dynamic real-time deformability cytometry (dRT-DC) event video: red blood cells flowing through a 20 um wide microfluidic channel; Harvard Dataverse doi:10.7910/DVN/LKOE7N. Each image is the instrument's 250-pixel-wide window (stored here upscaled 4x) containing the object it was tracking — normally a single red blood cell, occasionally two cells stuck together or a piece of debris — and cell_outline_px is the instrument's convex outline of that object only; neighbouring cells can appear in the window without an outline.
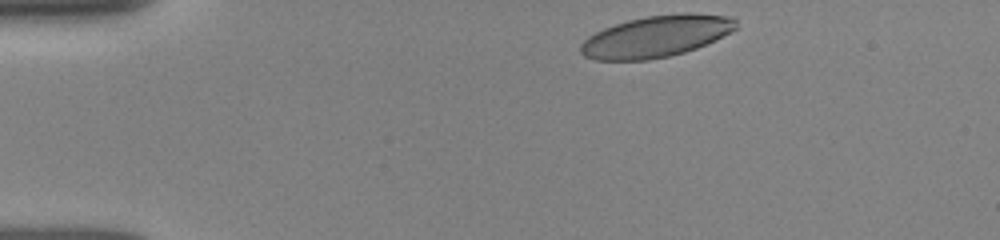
{"species": "human", "species_latin": "Homo sapiens", "temperature_condition": "room temperature", "stored_images_in_passage": 35, "camera_frame_rate_fps": 3000, "um_per_image_px": 0.085, "donor": {"sex": "female"}, "frame": {"image": 1, "passage_image": 1, "time_ms": 0.0, "image_size_px": [1000, 240], "cell_outline_px": [[736, 28], [716, 40], [696, 48], [684, 52], [668, 56], [648, 60], [596, 60], [584, 56], [580, 52], [580, 44], [588, 36], [604, 28], [628, 20], [648, 16], [680, 12], [688, 12], [732, 16], [736, 20]], "centroid_in_image_um": [55.78, 3.08], "position_along_channel_um": 29.2, "area_um2": 37.69}}
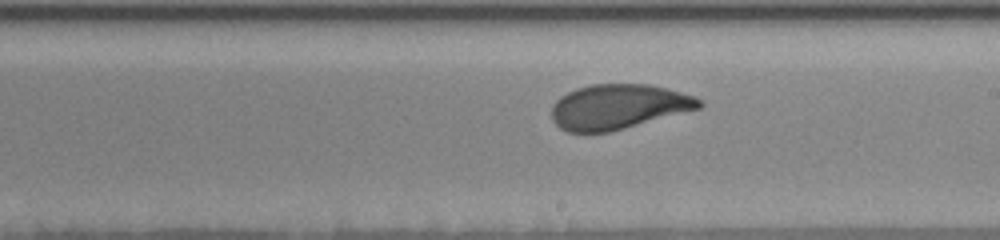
{"frame": {"image": 2, "passage_image": 19, "time_ms": 6.0, "image_size_px": [1000, 240], "cell_outline_px": [[704, 104], [700, 108], [624, 128], [608, 132], [568, 132], [560, 128], [552, 120], [552, 104], [560, 96], [576, 88], [592, 84], [648, 84], [668, 88], [696, 96], [704, 100]], "centroid_in_image_um": [52.57, 9.06], "position_along_channel_um": 236.4, "area_um2": 38.67}}
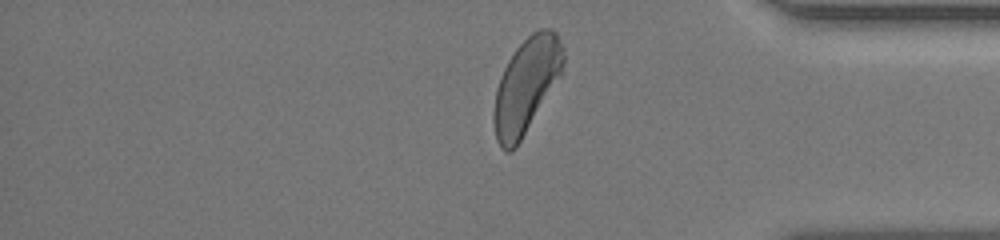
{"frame": {"image": 3, "passage_image": 32, "time_ms": 10.333, "image_size_px": [1000, 240], "cell_outline_px": [[564, 60], [560, 76], [516, 148], [512, 152], [508, 152], [500, 148], [496, 140], [492, 120], [492, 116], [496, 88], [500, 76], [508, 60], [516, 48], [532, 32], [540, 28], [552, 28], [556, 32], [564, 48]], "centroid_in_image_um": [44.71, 7.28], "position_along_channel_um": 390.5, "area_um2": 38.55}, "authors_computed_cell_mechanics": {"area_um2": 39.1884, "velocity_mm_per_s": 3.905, "shape_relaxation_time_tau1_ms": 3.1957, "shape_relaxation_time_tau2_ms": 0.8661, "deformation_change_tau1": 0.1317, "deformation_change_tau2": 0.0647}}